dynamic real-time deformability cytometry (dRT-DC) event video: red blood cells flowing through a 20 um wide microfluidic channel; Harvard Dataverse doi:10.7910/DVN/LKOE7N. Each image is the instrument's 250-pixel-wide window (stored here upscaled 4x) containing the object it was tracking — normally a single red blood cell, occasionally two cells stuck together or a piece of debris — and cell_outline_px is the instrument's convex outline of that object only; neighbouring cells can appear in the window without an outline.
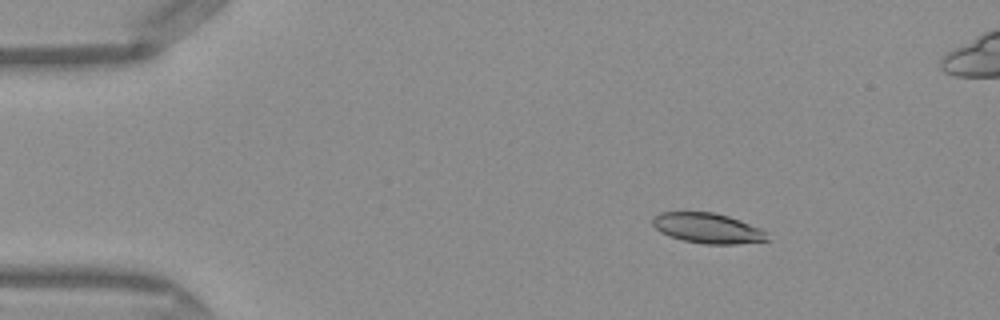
{"species": "Egyptian fruit bat (a non-hibernating species)", "species_latin": "Rousettus aegyptiacus", "temperature_condition": "warm", "stored_images_in_passage": 50, "camera_frame_rate_fps": 3000, "um_per_image_px": 0.085, "frame": {"image": 1, "passage_image": 7, "time_ms": 2.0, "image_size_px": [1000, 320], "cell_outline_px": [[768, 240], [736, 244], [704, 244], [684, 240], [660, 232], [652, 224], [652, 216], [660, 212], [712, 212], [728, 216], [740, 220], [760, 228], [768, 232]], "centroid_in_image_um": [60.15, 19.39], "position_along_channel_um": 24.9, "area_um2": 20.11}}
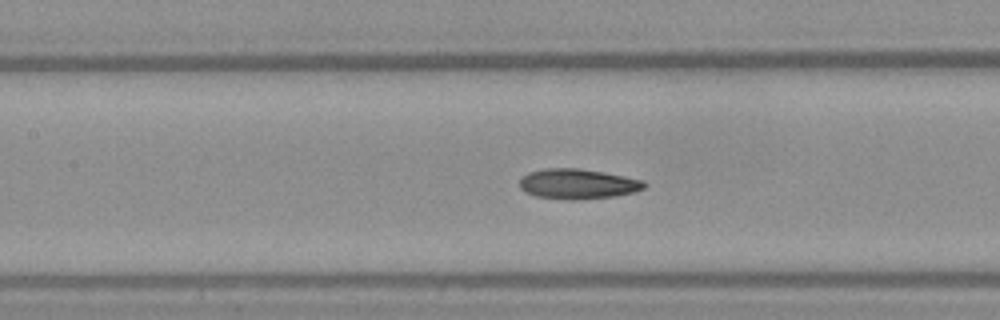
{"frame": {"image": 2, "passage_image": 22, "time_ms": 7.0, "image_size_px": [1000, 320], "cell_outline_px": [[648, 184], [644, 188], [636, 192], [616, 196], [576, 200], [572, 200], [536, 196], [524, 192], [520, 188], [520, 176], [528, 172], [544, 168], [576, 168], [604, 172], [644, 180]], "centroid_in_image_um": [49.11, 15.63], "position_along_channel_um": 158.3, "area_um2": 22.14}}
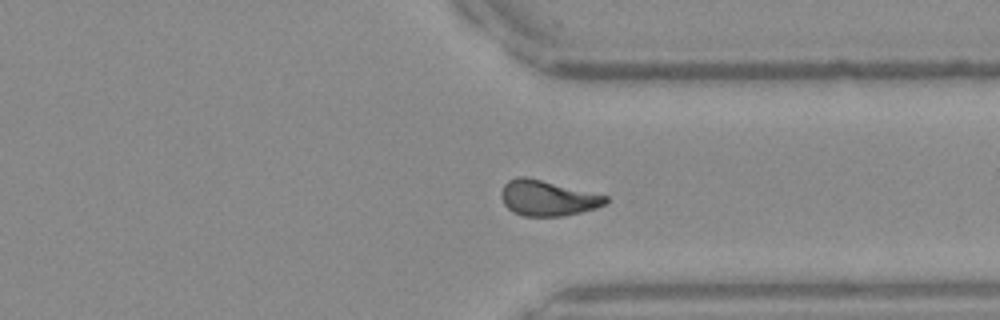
{"frame": {"image": 3, "passage_image": 37, "time_ms": 12.0, "image_size_px": [1000, 320], "cell_outline_px": [[608, 200], [604, 204], [596, 208], [564, 216], [524, 216], [512, 212], [504, 204], [500, 196], [500, 192], [504, 184], [508, 180], [516, 176], [528, 176], [608, 196]], "centroid_in_image_um": [46.5, 16.82], "position_along_channel_um": 364.9, "area_um2": 21.79}, "authors_computed_cell_mechanics": {"area_um2": 21.2126, "velocity_mm_per_s": 4.1421, "shape_relaxation_time_tau1_ms": null, "shape_relaxation_time_tau2_ms": 2.5676, "deformation_change_tau1": null, "deformation_change_tau2": 0.0908}}